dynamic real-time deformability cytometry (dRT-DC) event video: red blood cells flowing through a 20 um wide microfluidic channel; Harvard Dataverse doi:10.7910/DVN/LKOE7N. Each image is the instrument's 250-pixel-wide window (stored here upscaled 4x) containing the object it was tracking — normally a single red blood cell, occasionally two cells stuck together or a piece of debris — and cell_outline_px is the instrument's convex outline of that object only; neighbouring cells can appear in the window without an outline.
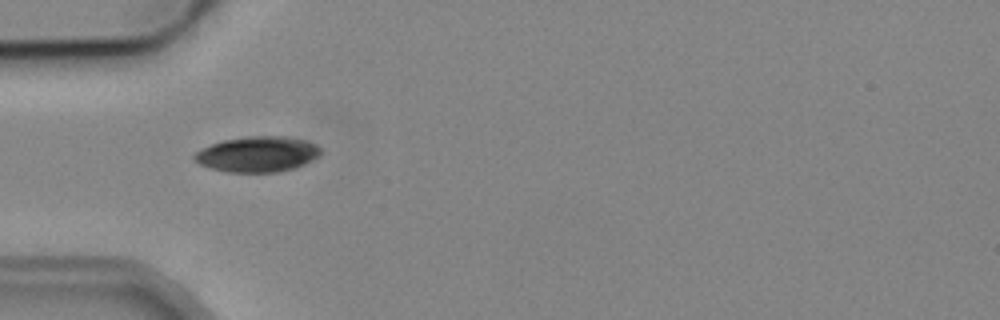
{"species": "common noctule bat (a hibernating species)", "species_latin": "Nyctalus noctula", "temperature_condition": "cold", "stored_images_in_passage": 2, "camera_frame_rate_fps": 3000, "um_per_image_px": 0.085, "animal": {"sex": "male", "body_mass_g": 19.2, "forearm_length_mm": 51.8}, "frame": {"image": 1, "passage_image": 1, "time_ms": 0.0, "image_size_px": [1000, 320], "cell_outline_px": [[320, 156], [296, 168], [280, 172], [228, 172], [208, 168], [200, 164], [192, 156], [196, 152], [212, 144], [224, 140], [248, 136], [288, 136], [304, 140], [316, 144], [320, 148]], "centroid_in_image_um": [21.91, 13.11], "position_along_channel_um": 63.1, "area_um2": 26.18}}